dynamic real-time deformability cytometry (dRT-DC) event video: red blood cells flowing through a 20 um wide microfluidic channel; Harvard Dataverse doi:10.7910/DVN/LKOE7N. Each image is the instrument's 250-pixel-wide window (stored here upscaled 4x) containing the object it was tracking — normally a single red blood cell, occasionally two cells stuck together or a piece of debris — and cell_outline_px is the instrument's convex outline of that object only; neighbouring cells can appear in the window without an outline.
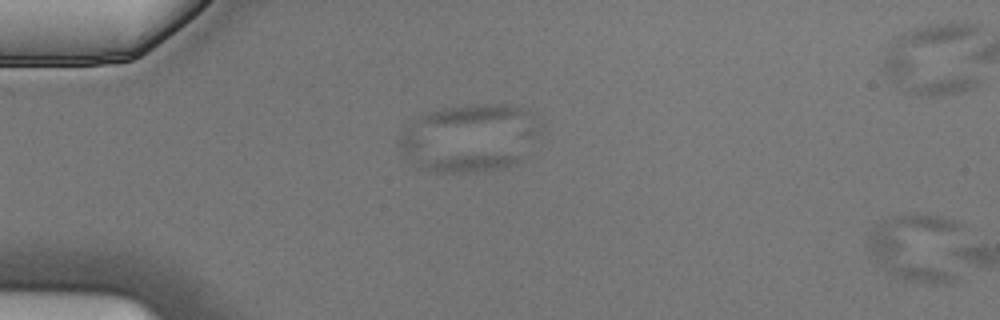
{"species": "Egyptian fruit bat (a non-hibernating species)", "species_latin": "Rousettus aegyptiacus", "temperature_condition": "cold", "stored_images_in_passage": 4, "camera_frame_rate_fps": 3000, "um_per_image_px": 0.085, "animal": {"sex": "male"}, "frame": {"image": 1, "passage_image": 4, "time_ms": 1.0, "image_size_px": [1000, 320], "cell_outline_px": [[960, 228], [952, 280], [944, 284], [924, 284], [904, 280], [884, 268], [876, 260], [868, 248], [868, 240], [872, 228], [876, 224], [892, 216], [940, 216], [956, 220], [960, 224]], "centroid_in_image_um": [77.92, 21.04], "position_along_channel_um": 7.1, "area_um2": 37.05}}